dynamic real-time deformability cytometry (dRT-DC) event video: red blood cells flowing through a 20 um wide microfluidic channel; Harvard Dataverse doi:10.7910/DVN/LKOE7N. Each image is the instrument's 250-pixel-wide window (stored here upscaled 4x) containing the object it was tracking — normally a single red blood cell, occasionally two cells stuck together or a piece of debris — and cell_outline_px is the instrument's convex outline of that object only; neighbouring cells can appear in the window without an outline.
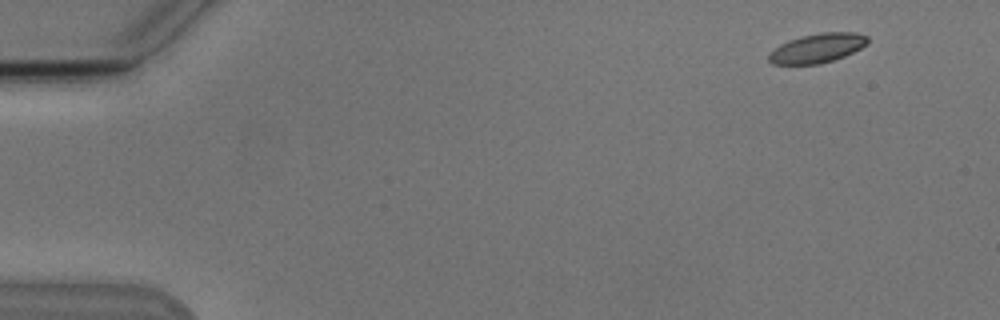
{"species": "Egyptian fruit bat (a non-hibernating species)", "species_latin": "Rousettus aegyptiacus", "temperature_condition": "cold", "stored_images_in_passage": 9, "camera_frame_rate_fps": 3000, "um_per_image_px": 0.085, "animal": {"sex": "male"}, "frame": {"image": 1, "passage_image": 1, "time_ms": 0.0, "image_size_px": [1000, 320], "cell_outline_px": [[868, 44], [844, 56], [820, 64], [772, 64], [768, 60], [768, 52], [780, 44], [788, 40], [800, 36], [820, 32], [856, 32], [868, 36]], "centroid_in_image_um": [69.45, 4.08], "position_along_channel_um": 15.6, "area_um2": 16.99}}
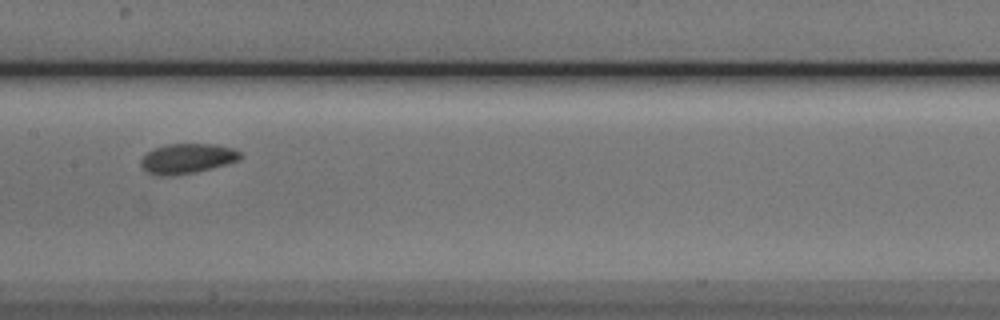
{"frame": {"image": 2, "passage_image": 8, "time_ms": 8.0, "image_size_px": [1000, 320], "cell_outline_px": [[244, 156], [240, 160], [212, 168], [196, 172], [176, 176], [160, 176], [148, 172], [140, 164], [140, 160], [148, 152], [156, 148], [168, 144], [216, 144], [232, 148], [240, 152]], "centroid_in_image_um": [15.95, 13.48], "position_along_channel_um": 191.5, "area_um2": 17.4}}
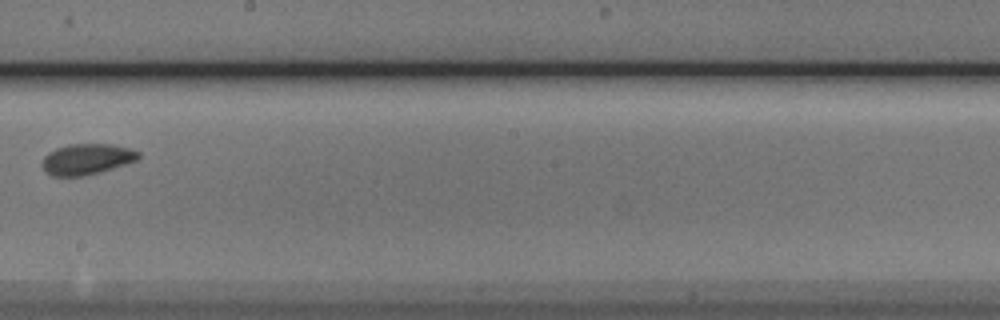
{"frame": {"image": 3, "passage_image": 9, "time_ms": 9.333, "image_size_px": [1000, 320], "cell_outline_px": [[140, 160], [100, 172], [84, 176], [52, 176], [40, 164], [44, 156], [48, 152], [56, 148], [68, 144], [112, 144], [128, 148], [140, 152]], "centroid_in_image_um": [7.39, 13.52], "position_along_channel_um": 240.8, "area_um2": 17.46}}